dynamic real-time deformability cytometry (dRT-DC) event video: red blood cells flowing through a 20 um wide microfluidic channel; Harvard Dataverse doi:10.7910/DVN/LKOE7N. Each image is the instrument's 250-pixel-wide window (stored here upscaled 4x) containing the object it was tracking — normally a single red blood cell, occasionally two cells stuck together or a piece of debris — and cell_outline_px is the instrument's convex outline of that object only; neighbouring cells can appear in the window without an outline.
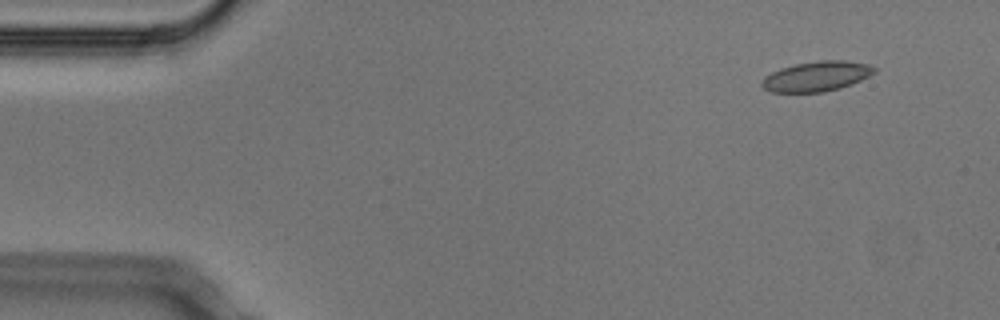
{"species": "Egyptian fruit bat (a non-hibernating species)", "species_latin": "Rousettus aegyptiacus", "temperature_condition": "cold", "stored_images_in_passage": 4, "camera_frame_rate_fps": 3000, "um_per_image_px": 0.085, "animal": {"sex": "male"}, "frame": {"image": 1, "passage_image": 1, "time_ms": 0.0, "image_size_px": [1000, 320], "cell_outline_px": [[876, 72], [852, 84], [840, 88], [824, 92], [768, 92], [760, 84], [764, 76], [780, 68], [796, 64], [820, 60], [844, 60], [868, 64], [876, 68]], "centroid_in_image_um": [69.39, 6.49], "position_along_channel_um": 15.6, "area_um2": 19.71}}
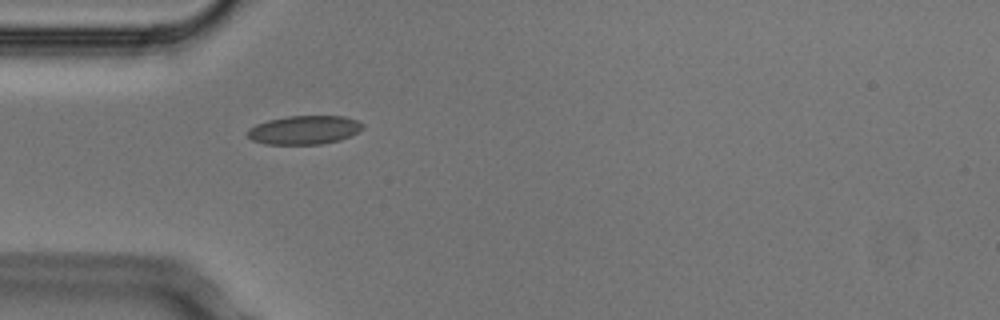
{"frame": {"image": 2, "passage_image": 4, "time_ms": 1.0, "image_size_px": [1000, 320], "cell_outline_px": [[364, 128], [340, 140], [320, 144], [264, 144], [252, 140], [244, 132], [248, 128], [256, 124], [268, 120], [288, 116], [344, 116], [356, 120], [364, 124]], "centroid_in_image_um": [25.82, 11.04], "position_along_channel_um": 59.2, "area_um2": 19.31}}